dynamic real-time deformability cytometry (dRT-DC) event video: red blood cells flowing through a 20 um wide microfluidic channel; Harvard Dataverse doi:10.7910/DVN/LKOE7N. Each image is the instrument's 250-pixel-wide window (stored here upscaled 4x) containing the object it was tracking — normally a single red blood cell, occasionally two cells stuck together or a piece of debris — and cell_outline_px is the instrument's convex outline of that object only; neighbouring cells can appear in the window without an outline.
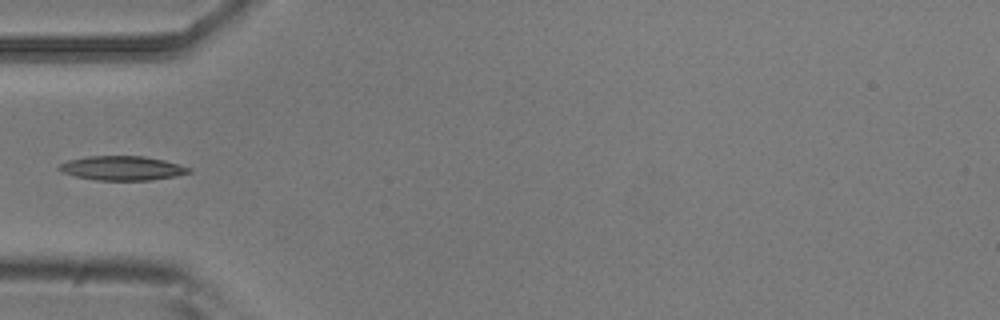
{"species": "common noctule bat (a hibernating species)", "species_latin": "Nyctalus noctula", "temperature_condition": "room temperature", "stored_images_in_passage": 2, "camera_frame_rate_fps": 3000, "um_per_image_px": 0.085, "animal": {"sex": "male", "body_mass_g": 20.5, "forearm_length_mm": 52.5}, "frame": {"image": 1, "passage_image": 1, "time_ms": 0.0, "image_size_px": [1000, 320], "cell_outline_px": [[192, 172], [176, 176], [152, 180], [96, 180], [76, 176], [64, 172], [56, 168], [60, 164], [68, 160], [88, 156], [144, 156], [164, 160], [192, 168]], "centroid_in_image_um": [10.42, 14.29], "position_along_channel_um": 74.6, "area_um2": 18.32}}
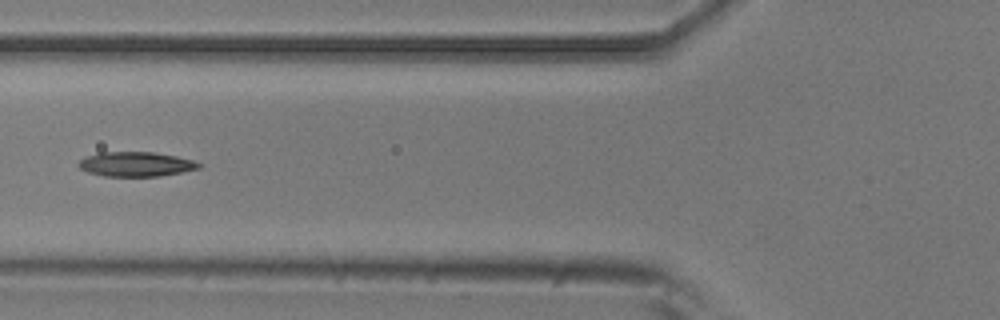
{"frame": {"image": 2, "passage_image": 2, "time_ms": 0.333, "image_size_px": [1000, 320], "cell_outline_px": [[200, 168], [160, 176], [104, 176], [88, 172], [80, 168], [76, 164], [80, 160], [88, 156], [100, 152], [152, 152], [176, 156], [192, 160], [200, 164]], "centroid_in_image_um": [11.52, 13.95], "position_along_channel_um": 114.3, "area_um2": 17.05}}